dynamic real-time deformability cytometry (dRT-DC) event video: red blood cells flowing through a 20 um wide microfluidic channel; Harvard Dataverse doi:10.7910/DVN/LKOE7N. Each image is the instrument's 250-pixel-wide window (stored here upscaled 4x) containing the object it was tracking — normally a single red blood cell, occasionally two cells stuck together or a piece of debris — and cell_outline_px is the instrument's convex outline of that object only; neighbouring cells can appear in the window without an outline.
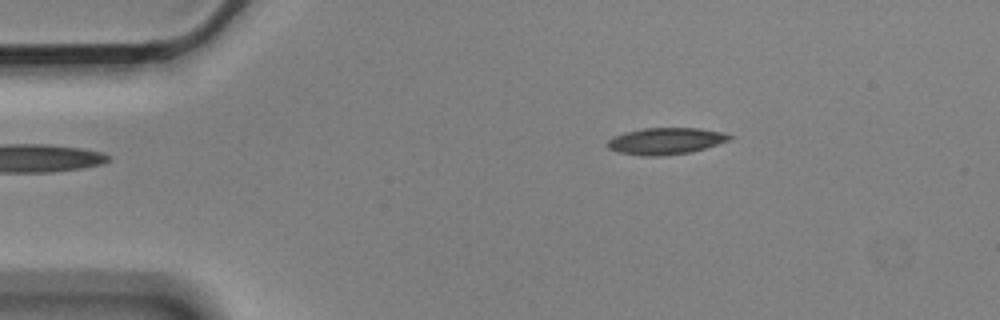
{"species": "Egyptian fruit bat (a non-hibernating species)", "species_latin": "Rousettus aegyptiacus", "temperature_condition": "cold", "stored_images_in_passage": 2, "camera_frame_rate_fps": 3000, "um_per_image_px": 0.085, "animal": {"sex": "male"}, "frame": {"image": 1, "passage_image": 2, "time_ms": 0.333, "image_size_px": [1000, 320], "cell_outline_px": [[732, 136], [728, 140], [704, 148], [688, 152], [660, 156], [644, 156], [620, 152], [608, 148], [608, 140], [616, 136], [628, 132], [644, 128], [700, 128], [720, 132]], "centroid_in_image_um": [56.57, 11.98], "position_along_channel_um": 28.4, "area_um2": 18.38}}